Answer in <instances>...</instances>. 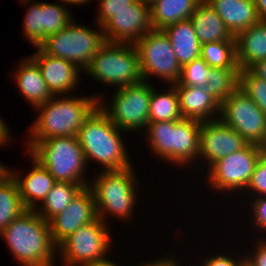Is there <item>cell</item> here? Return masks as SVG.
I'll use <instances>...</instances> for the list:
<instances>
[{"mask_svg":"<svg viewBox=\"0 0 266 266\" xmlns=\"http://www.w3.org/2000/svg\"><path fill=\"white\" fill-rule=\"evenodd\" d=\"M15 261L21 266H55L57 246L49 222L27 209L0 233Z\"/></svg>","mask_w":266,"mask_h":266,"instance_id":"cell-1","label":"cell"},{"mask_svg":"<svg viewBox=\"0 0 266 266\" xmlns=\"http://www.w3.org/2000/svg\"><path fill=\"white\" fill-rule=\"evenodd\" d=\"M77 96H53L45 104L35 108L39 114L28 129L27 141L77 136L85 120L98 107V95Z\"/></svg>","mask_w":266,"mask_h":266,"instance_id":"cell-2","label":"cell"},{"mask_svg":"<svg viewBox=\"0 0 266 266\" xmlns=\"http://www.w3.org/2000/svg\"><path fill=\"white\" fill-rule=\"evenodd\" d=\"M123 132L97 107L77 135L87 166L95 161L103 171L133 167L122 140Z\"/></svg>","mask_w":266,"mask_h":266,"instance_id":"cell-3","label":"cell"},{"mask_svg":"<svg viewBox=\"0 0 266 266\" xmlns=\"http://www.w3.org/2000/svg\"><path fill=\"white\" fill-rule=\"evenodd\" d=\"M145 130L149 149L159 157V160L161 158L177 167L181 165L180 167L188 166L189 168L195 165L193 163H197L200 121L183 118L173 121L148 122Z\"/></svg>","mask_w":266,"mask_h":266,"instance_id":"cell-4","label":"cell"},{"mask_svg":"<svg viewBox=\"0 0 266 266\" xmlns=\"http://www.w3.org/2000/svg\"><path fill=\"white\" fill-rule=\"evenodd\" d=\"M133 168L101 170L89 182L88 187L94 195L97 215L104 223L108 224L106 220L109 215L123 222L133 219L131 216L137 202V193H140L137 191L139 182Z\"/></svg>","mask_w":266,"mask_h":266,"instance_id":"cell-5","label":"cell"},{"mask_svg":"<svg viewBox=\"0 0 266 266\" xmlns=\"http://www.w3.org/2000/svg\"><path fill=\"white\" fill-rule=\"evenodd\" d=\"M27 153L44 166L59 182L89 185L88 169L77 136L52 137L39 142H25ZM85 172V173H84Z\"/></svg>","mask_w":266,"mask_h":266,"instance_id":"cell-6","label":"cell"},{"mask_svg":"<svg viewBox=\"0 0 266 266\" xmlns=\"http://www.w3.org/2000/svg\"><path fill=\"white\" fill-rule=\"evenodd\" d=\"M83 73L115 89L143 81L134 44L106 41Z\"/></svg>","mask_w":266,"mask_h":266,"instance_id":"cell-7","label":"cell"},{"mask_svg":"<svg viewBox=\"0 0 266 266\" xmlns=\"http://www.w3.org/2000/svg\"><path fill=\"white\" fill-rule=\"evenodd\" d=\"M97 31L74 20L61 31L49 35L39 46L46 54L76 64L83 71L106 42L103 29Z\"/></svg>","mask_w":266,"mask_h":266,"instance_id":"cell-8","label":"cell"},{"mask_svg":"<svg viewBox=\"0 0 266 266\" xmlns=\"http://www.w3.org/2000/svg\"><path fill=\"white\" fill-rule=\"evenodd\" d=\"M152 85L142 81L115 89L109 103L111 106L107 105L100 95L98 107L122 131L132 133L143 130L144 132L149 122Z\"/></svg>","mask_w":266,"mask_h":266,"instance_id":"cell-9","label":"cell"},{"mask_svg":"<svg viewBox=\"0 0 266 266\" xmlns=\"http://www.w3.org/2000/svg\"><path fill=\"white\" fill-rule=\"evenodd\" d=\"M108 225L98 217L65 239L57 247L63 266H88L109 257L113 239Z\"/></svg>","mask_w":266,"mask_h":266,"instance_id":"cell-10","label":"cell"},{"mask_svg":"<svg viewBox=\"0 0 266 266\" xmlns=\"http://www.w3.org/2000/svg\"><path fill=\"white\" fill-rule=\"evenodd\" d=\"M263 153L259 145L248 143L241 150L218 160L206 171L207 176L205 177L208 186L216 190L217 193L220 191L223 194L224 192H234L237 196L244 193Z\"/></svg>","mask_w":266,"mask_h":266,"instance_id":"cell-11","label":"cell"},{"mask_svg":"<svg viewBox=\"0 0 266 266\" xmlns=\"http://www.w3.org/2000/svg\"><path fill=\"white\" fill-rule=\"evenodd\" d=\"M139 55V66L143 81L159 77L167 84L179 81L181 65L179 64L168 36L163 30H152L134 44Z\"/></svg>","mask_w":266,"mask_h":266,"instance_id":"cell-12","label":"cell"},{"mask_svg":"<svg viewBox=\"0 0 266 266\" xmlns=\"http://www.w3.org/2000/svg\"><path fill=\"white\" fill-rule=\"evenodd\" d=\"M247 143L261 146L266 137V115L239 87L220 104L218 117Z\"/></svg>","mask_w":266,"mask_h":266,"instance_id":"cell-13","label":"cell"},{"mask_svg":"<svg viewBox=\"0 0 266 266\" xmlns=\"http://www.w3.org/2000/svg\"><path fill=\"white\" fill-rule=\"evenodd\" d=\"M102 29L107 42L135 44L153 30L150 6L136 0L130 7L116 12Z\"/></svg>","mask_w":266,"mask_h":266,"instance_id":"cell-14","label":"cell"},{"mask_svg":"<svg viewBox=\"0 0 266 266\" xmlns=\"http://www.w3.org/2000/svg\"><path fill=\"white\" fill-rule=\"evenodd\" d=\"M247 144L239 133L219 118L201 122L198 160L205 162L202 164L207 167V171L215 162L241 150Z\"/></svg>","mask_w":266,"mask_h":266,"instance_id":"cell-15","label":"cell"},{"mask_svg":"<svg viewBox=\"0 0 266 266\" xmlns=\"http://www.w3.org/2000/svg\"><path fill=\"white\" fill-rule=\"evenodd\" d=\"M98 218L94 195L86 186L72 199L62 213L50 221V232L53 243L58 247L78 228L87 225Z\"/></svg>","mask_w":266,"mask_h":266,"instance_id":"cell-16","label":"cell"},{"mask_svg":"<svg viewBox=\"0 0 266 266\" xmlns=\"http://www.w3.org/2000/svg\"><path fill=\"white\" fill-rule=\"evenodd\" d=\"M29 56L40 68L42 77L53 96H61L75 91L80 84L79 75L84 72L76 64L46 54L40 47ZM80 76V77H79ZM79 83V84H78Z\"/></svg>","mask_w":266,"mask_h":266,"instance_id":"cell-17","label":"cell"},{"mask_svg":"<svg viewBox=\"0 0 266 266\" xmlns=\"http://www.w3.org/2000/svg\"><path fill=\"white\" fill-rule=\"evenodd\" d=\"M32 167L26 176L12 170V178L18 185L20 198L26 209L35 210L57 182L49 171L30 154Z\"/></svg>","mask_w":266,"mask_h":266,"instance_id":"cell-18","label":"cell"},{"mask_svg":"<svg viewBox=\"0 0 266 266\" xmlns=\"http://www.w3.org/2000/svg\"><path fill=\"white\" fill-rule=\"evenodd\" d=\"M177 90L179 107L184 119L200 122L219 117L220 103L203 87L191 85H174Z\"/></svg>","mask_w":266,"mask_h":266,"instance_id":"cell-19","label":"cell"},{"mask_svg":"<svg viewBox=\"0 0 266 266\" xmlns=\"http://www.w3.org/2000/svg\"><path fill=\"white\" fill-rule=\"evenodd\" d=\"M236 37L260 21L253 0H205Z\"/></svg>","mask_w":266,"mask_h":266,"instance_id":"cell-20","label":"cell"},{"mask_svg":"<svg viewBox=\"0 0 266 266\" xmlns=\"http://www.w3.org/2000/svg\"><path fill=\"white\" fill-rule=\"evenodd\" d=\"M17 66L19 67L14 73L16 85L23 98L35 110L50 100L53 95L42 77L40 68L30 57L21 60Z\"/></svg>","mask_w":266,"mask_h":266,"instance_id":"cell-21","label":"cell"},{"mask_svg":"<svg viewBox=\"0 0 266 266\" xmlns=\"http://www.w3.org/2000/svg\"><path fill=\"white\" fill-rule=\"evenodd\" d=\"M236 60L240 70L266 59V22L251 25L236 37Z\"/></svg>","mask_w":266,"mask_h":266,"instance_id":"cell-22","label":"cell"},{"mask_svg":"<svg viewBox=\"0 0 266 266\" xmlns=\"http://www.w3.org/2000/svg\"><path fill=\"white\" fill-rule=\"evenodd\" d=\"M189 19L201 45L216 41H236L225 22L205 0L197 5Z\"/></svg>","mask_w":266,"mask_h":266,"instance_id":"cell-23","label":"cell"},{"mask_svg":"<svg viewBox=\"0 0 266 266\" xmlns=\"http://www.w3.org/2000/svg\"><path fill=\"white\" fill-rule=\"evenodd\" d=\"M163 31L181 67L201 56V44L190 19L168 25Z\"/></svg>","mask_w":266,"mask_h":266,"instance_id":"cell-24","label":"cell"},{"mask_svg":"<svg viewBox=\"0 0 266 266\" xmlns=\"http://www.w3.org/2000/svg\"><path fill=\"white\" fill-rule=\"evenodd\" d=\"M202 0H156L150 6L154 30H163L168 25L188 20Z\"/></svg>","mask_w":266,"mask_h":266,"instance_id":"cell-25","label":"cell"},{"mask_svg":"<svg viewBox=\"0 0 266 266\" xmlns=\"http://www.w3.org/2000/svg\"><path fill=\"white\" fill-rule=\"evenodd\" d=\"M83 187L80 184L57 181L35 211L49 222L54 216L62 213L72 199ZM41 206V207H39Z\"/></svg>","mask_w":266,"mask_h":266,"instance_id":"cell-26","label":"cell"},{"mask_svg":"<svg viewBox=\"0 0 266 266\" xmlns=\"http://www.w3.org/2000/svg\"><path fill=\"white\" fill-rule=\"evenodd\" d=\"M183 119L177 90L171 85L166 92H158L152 87L150 99L149 122H162Z\"/></svg>","mask_w":266,"mask_h":266,"instance_id":"cell-27","label":"cell"},{"mask_svg":"<svg viewBox=\"0 0 266 266\" xmlns=\"http://www.w3.org/2000/svg\"><path fill=\"white\" fill-rule=\"evenodd\" d=\"M240 68H210L205 90L220 104L239 87Z\"/></svg>","mask_w":266,"mask_h":266,"instance_id":"cell-28","label":"cell"},{"mask_svg":"<svg viewBox=\"0 0 266 266\" xmlns=\"http://www.w3.org/2000/svg\"><path fill=\"white\" fill-rule=\"evenodd\" d=\"M26 210L15 180L11 177L5 183L0 184V233Z\"/></svg>","mask_w":266,"mask_h":266,"instance_id":"cell-29","label":"cell"},{"mask_svg":"<svg viewBox=\"0 0 266 266\" xmlns=\"http://www.w3.org/2000/svg\"><path fill=\"white\" fill-rule=\"evenodd\" d=\"M200 57L211 68H239L236 60V41L202 44Z\"/></svg>","mask_w":266,"mask_h":266,"instance_id":"cell-30","label":"cell"},{"mask_svg":"<svg viewBox=\"0 0 266 266\" xmlns=\"http://www.w3.org/2000/svg\"><path fill=\"white\" fill-rule=\"evenodd\" d=\"M66 6L62 1L60 4L41 2L42 43L49 35L61 31L74 20Z\"/></svg>","mask_w":266,"mask_h":266,"instance_id":"cell-31","label":"cell"},{"mask_svg":"<svg viewBox=\"0 0 266 266\" xmlns=\"http://www.w3.org/2000/svg\"><path fill=\"white\" fill-rule=\"evenodd\" d=\"M31 2V4H30ZM21 4L27 5L26 15L23 21L24 38L33 47H39L42 44V19H41V2L27 1ZM30 4V7H28Z\"/></svg>","mask_w":266,"mask_h":266,"instance_id":"cell-32","label":"cell"},{"mask_svg":"<svg viewBox=\"0 0 266 266\" xmlns=\"http://www.w3.org/2000/svg\"><path fill=\"white\" fill-rule=\"evenodd\" d=\"M239 88L243 90L266 115V81L249 69L240 70Z\"/></svg>","mask_w":266,"mask_h":266,"instance_id":"cell-33","label":"cell"},{"mask_svg":"<svg viewBox=\"0 0 266 266\" xmlns=\"http://www.w3.org/2000/svg\"><path fill=\"white\" fill-rule=\"evenodd\" d=\"M211 67L201 58L193 59L181 69L179 81L174 85H191L205 87Z\"/></svg>","mask_w":266,"mask_h":266,"instance_id":"cell-34","label":"cell"},{"mask_svg":"<svg viewBox=\"0 0 266 266\" xmlns=\"http://www.w3.org/2000/svg\"><path fill=\"white\" fill-rule=\"evenodd\" d=\"M246 193L247 195H245ZM241 195L246 196V198L249 197V199L251 196L260 197L266 195V153H263L258 160L245 193Z\"/></svg>","mask_w":266,"mask_h":266,"instance_id":"cell-35","label":"cell"},{"mask_svg":"<svg viewBox=\"0 0 266 266\" xmlns=\"http://www.w3.org/2000/svg\"><path fill=\"white\" fill-rule=\"evenodd\" d=\"M136 0H99L97 9V25L103 26L110 18L116 15V12L130 7V4Z\"/></svg>","mask_w":266,"mask_h":266,"instance_id":"cell-36","label":"cell"},{"mask_svg":"<svg viewBox=\"0 0 266 266\" xmlns=\"http://www.w3.org/2000/svg\"><path fill=\"white\" fill-rule=\"evenodd\" d=\"M250 203V208L253 209L250 210L253 212V217L251 218L253 225L251 224V226H254L257 231L260 230L261 234H264V232L266 233V195L251 198Z\"/></svg>","mask_w":266,"mask_h":266,"instance_id":"cell-37","label":"cell"},{"mask_svg":"<svg viewBox=\"0 0 266 266\" xmlns=\"http://www.w3.org/2000/svg\"><path fill=\"white\" fill-rule=\"evenodd\" d=\"M216 255H210L204 258H200L202 264L201 266H242L245 263V257L244 255H241L242 257H236L234 259L232 254L231 256L229 254H219L216 252Z\"/></svg>","mask_w":266,"mask_h":266,"instance_id":"cell-38","label":"cell"},{"mask_svg":"<svg viewBox=\"0 0 266 266\" xmlns=\"http://www.w3.org/2000/svg\"><path fill=\"white\" fill-rule=\"evenodd\" d=\"M262 237V238H261ZM256 237L257 243H255V250L252 251V254H244L245 263L248 266H266V236Z\"/></svg>","mask_w":266,"mask_h":266,"instance_id":"cell-39","label":"cell"},{"mask_svg":"<svg viewBox=\"0 0 266 266\" xmlns=\"http://www.w3.org/2000/svg\"><path fill=\"white\" fill-rule=\"evenodd\" d=\"M169 255L165 254L164 257L161 256V258L148 261V263L143 262L141 265L139 264V266H181L182 265L180 264V261H176V259L179 260V258H177L176 255H173V254L172 255L169 254ZM173 256L174 257L176 256V257L174 258Z\"/></svg>","mask_w":266,"mask_h":266,"instance_id":"cell-40","label":"cell"},{"mask_svg":"<svg viewBox=\"0 0 266 266\" xmlns=\"http://www.w3.org/2000/svg\"><path fill=\"white\" fill-rule=\"evenodd\" d=\"M249 70L258 78L266 81V59L256 62Z\"/></svg>","mask_w":266,"mask_h":266,"instance_id":"cell-41","label":"cell"},{"mask_svg":"<svg viewBox=\"0 0 266 266\" xmlns=\"http://www.w3.org/2000/svg\"><path fill=\"white\" fill-rule=\"evenodd\" d=\"M11 139L12 136L6 122H3V120L0 118V146L7 144L9 145L12 141Z\"/></svg>","mask_w":266,"mask_h":266,"instance_id":"cell-42","label":"cell"},{"mask_svg":"<svg viewBox=\"0 0 266 266\" xmlns=\"http://www.w3.org/2000/svg\"><path fill=\"white\" fill-rule=\"evenodd\" d=\"M257 9L260 21L266 22V0H253Z\"/></svg>","mask_w":266,"mask_h":266,"instance_id":"cell-43","label":"cell"},{"mask_svg":"<svg viewBox=\"0 0 266 266\" xmlns=\"http://www.w3.org/2000/svg\"><path fill=\"white\" fill-rule=\"evenodd\" d=\"M5 164H2L0 162V184L5 183L8 179L12 177V168L8 167V165L4 166Z\"/></svg>","mask_w":266,"mask_h":266,"instance_id":"cell-44","label":"cell"},{"mask_svg":"<svg viewBox=\"0 0 266 266\" xmlns=\"http://www.w3.org/2000/svg\"><path fill=\"white\" fill-rule=\"evenodd\" d=\"M88 266H121V265L117 264L115 261L110 260V258H106L96 263L90 264Z\"/></svg>","mask_w":266,"mask_h":266,"instance_id":"cell-45","label":"cell"},{"mask_svg":"<svg viewBox=\"0 0 266 266\" xmlns=\"http://www.w3.org/2000/svg\"><path fill=\"white\" fill-rule=\"evenodd\" d=\"M60 1H62V2H64L66 5H68V4H70V5H74V6H82V5H84V4H87V3H89V1L91 2V1H93V0H59V2Z\"/></svg>","mask_w":266,"mask_h":266,"instance_id":"cell-46","label":"cell"},{"mask_svg":"<svg viewBox=\"0 0 266 266\" xmlns=\"http://www.w3.org/2000/svg\"><path fill=\"white\" fill-rule=\"evenodd\" d=\"M140 1L151 6L156 0H140Z\"/></svg>","mask_w":266,"mask_h":266,"instance_id":"cell-47","label":"cell"},{"mask_svg":"<svg viewBox=\"0 0 266 266\" xmlns=\"http://www.w3.org/2000/svg\"><path fill=\"white\" fill-rule=\"evenodd\" d=\"M260 147L263 150V152L266 153V137H265V141L263 142V144Z\"/></svg>","mask_w":266,"mask_h":266,"instance_id":"cell-48","label":"cell"},{"mask_svg":"<svg viewBox=\"0 0 266 266\" xmlns=\"http://www.w3.org/2000/svg\"><path fill=\"white\" fill-rule=\"evenodd\" d=\"M21 1V3H23V2H27V1H33L34 2V0H20ZM36 1V0H35Z\"/></svg>","mask_w":266,"mask_h":266,"instance_id":"cell-49","label":"cell"}]
</instances>
